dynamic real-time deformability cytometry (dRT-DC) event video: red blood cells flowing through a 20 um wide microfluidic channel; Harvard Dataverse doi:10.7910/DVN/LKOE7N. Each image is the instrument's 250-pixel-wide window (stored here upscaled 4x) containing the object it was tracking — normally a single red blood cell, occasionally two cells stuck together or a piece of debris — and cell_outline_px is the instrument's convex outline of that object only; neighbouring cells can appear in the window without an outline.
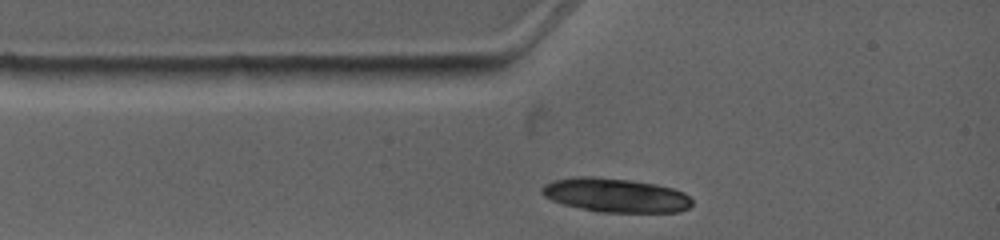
{"species": "common noctule bat (a hibernating species)", "species_latin": "Nyctalus noctula", "temperature_condition": "warm", "stored_images_in_passage": 6, "camera_frame_rate_fps": 4500, "um_per_image_px": 0.085, "animal": {"sex": "female", "body_mass_g": 19.0, "forearm_length_mm": 53.3}, "frame": {"image": 1, "passage_image": 1, "time_ms": 0.0, "image_size_px": [1000, 240], "cell_outline_px": [[692, 204], [688, 208], [680, 212], [596, 212], [564, 204], [552, 200], [544, 196], [540, 192], [540, 188], [544, 184], [552, 180], [576, 176], [592, 176], [632, 180], [656, 184], [672, 188], [684, 192], [692, 200]], "centroid_in_image_um": [52.3, 16.59], "position_along_channel_um": 32.7, "area_um2": 30.0}}